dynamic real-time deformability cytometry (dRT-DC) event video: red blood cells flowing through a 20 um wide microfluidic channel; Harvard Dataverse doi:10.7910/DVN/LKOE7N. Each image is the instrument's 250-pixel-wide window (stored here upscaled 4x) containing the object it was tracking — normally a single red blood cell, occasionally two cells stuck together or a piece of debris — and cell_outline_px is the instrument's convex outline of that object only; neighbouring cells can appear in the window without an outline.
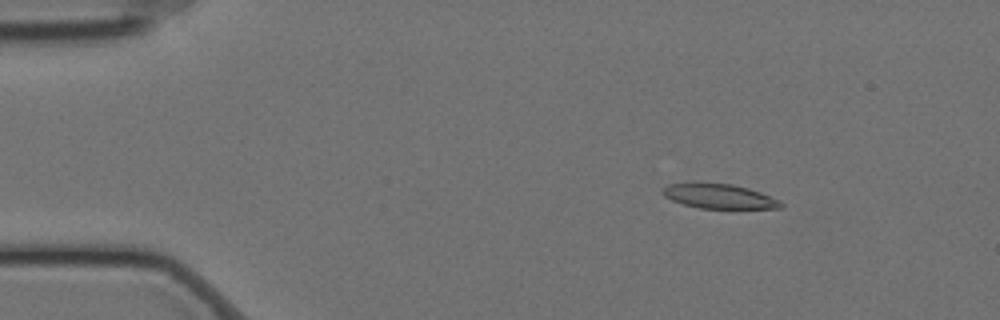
{"species": "Egyptian fruit bat (a non-hibernating species)", "species_latin": "Rousettus aegyptiacus", "temperature_condition": "cold", "stored_images_in_passage": 59, "camera_frame_rate_fps": 3000, "um_per_image_px": 0.085, "animal": {"sex": "female"}, "frame": {"image": 1, "passage_image": 9, "time_ms": 2.667, "image_size_px": [1000, 320], "cell_outline_px": [[784, 204], [780, 208], [700, 208], [684, 204], [672, 200], [664, 196], [660, 192], [660, 188], [668, 184], [692, 180], [696, 180], [732, 184], [748, 188], [760, 192], [780, 200]], "centroid_in_image_um": [61.02, 16.63], "position_along_channel_um": 24.0, "area_um2": 17.57}}
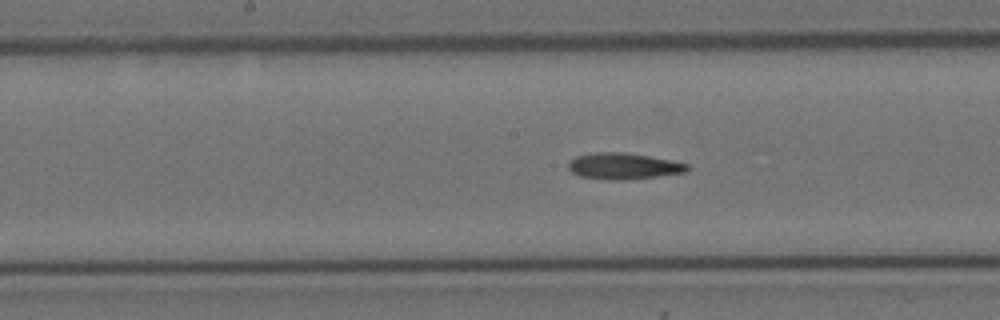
{"frame": {"image": 2, "passage_image": 30, "time_ms": 9.667, "image_size_px": [1000, 320], "cell_outline_px": [[692, 168], [688, 172], [624, 180], [608, 180], [580, 176], [572, 172], [568, 168], [568, 164], [576, 156], [596, 152], [624, 152], [672, 160], [688, 164]], "centroid_in_image_um": [53.03, 14.12], "position_along_channel_um": 195.2, "area_um2": 18.21}}
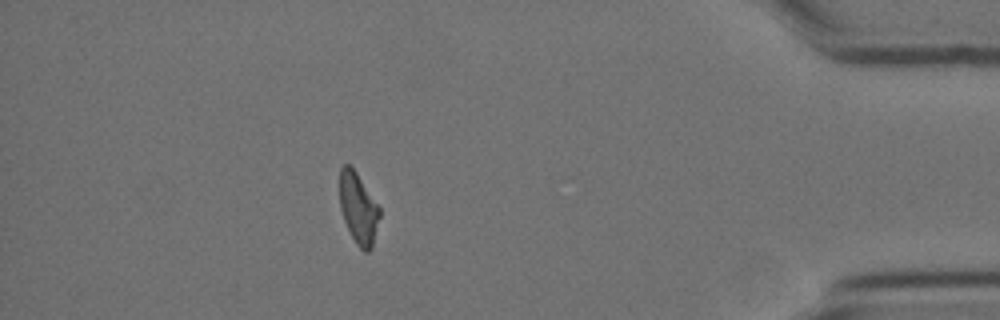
{"frame": {"image": 3, "passage_image": 52, "time_ms": 17.0, "image_size_px": [1000, 320], "cell_outline_px": [[380, 216], [372, 248], [368, 252], [364, 252], [356, 244], [344, 220], [340, 208], [340, 168], [344, 164], [348, 164], [356, 172], [380, 208]], "centroid_in_image_um": [30.46, 17.73], "position_along_channel_um": 404.7, "area_um2": 16.36}}